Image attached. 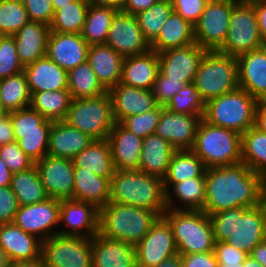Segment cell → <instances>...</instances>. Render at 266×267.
I'll use <instances>...</instances> for the list:
<instances>
[{"instance_id": "cell-10", "label": "cell", "mask_w": 266, "mask_h": 267, "mask_svg": "<svg viewBox=\"0 0 266 267\" xmlns=\"http://www.w3.org/2000/svg\"><path fill=\"white\" fill-rule=\"evenodd\" d=\"M263 46L254 5L249 0H238L233 5L226 40L218 52L237 57Z\"/></svg>"}, {"instance_id": "cell-7", "label": "cell", "mask_w": 266, "mask_h": 267, "mask_svg": "<svg viewBox=\"0 0 266 267\" xmlns=\"http://www.w3.org/2000/svg\"><path fill=\"white\" fill-rule=\"evenodd\" d=\"M258 100L246 90H236L209 100L205 105L203 120L207 123L234 130L241 135L255 125Z\"/></svg>"}, {"instance_id": "cell-29", "label": "cell", "mask_w": 266, "mask_h": 267, "mask_svg": "<svg viewBox=\"0 0 266 267\" xmlns=\"http://www.w3.org/2000/svg\"><path fill=\"white\" fill-rule=\"evenodd\" d=\"M50 32L51 29L48 25L29 21L16 34L12 35L18 58L23 67L46 56Z\"/></svg>"}, {"instance_id": "cell-58", "label": "cell", "mask_w": 266, "mask_h": 267, "mask_svg": "<svg viewBox=\"0 0 266 267\" xmlns=\"http://www.w3.org/2000/svg\"><path fill=\"white\" fill-rule=\"evenodd\" d=\"M15 141L11 116L7 113L0 117V146Z\"/></svg>"}, {"instance_id": "cell-21", "label": "cell", "mask_w": 266, "mask_h": 267, "mask_svg": "<svg viewBox=\"0 0 266 267\" xmlns=\"http://www.w3.org/2000/svg\"><path fill=\"white\" fill-rule=\"evenodd\" d=\"M112 113L115 122L121 123L125 118L152 111L158 104L152 90H145L118 83L109 89Z\"/></svg>"}, {"instance_id": "cell-25", "label": "cell", "mask_w": 266, "mask_h": 267, "mask_svg": "<svg viewBox=\"0 0 266 267\" xmlns=\"http://www.w3.org/2000/svg\"><path fill=\"white\" fill-rule=\"evenodd\" d=\"M92 267H137L135 246L98 233L92 238Z\"/></svg>"}, {"instance_id": "cell-70", "label": "cell", "mask_w": 266, "mask_h": 267, "mask_svg": "<svg viewBox=\"0 0 266 267\" xmlns=\"http://www.w3.org/2000/svg\"><path fill=\"white\" fill-rule=\"evenodd\" d=\"M3 36H5V35L2 33V31L0 29V38L3 37Z\"/></svg>"}, {"instance_id": "cell-9", "label": "cell", "mask_w": 266, "mask_h": 267, "mask_svg": "<svg viewBox=\"0 0 266 267\" xmlns=\"http://www.w3.org/2000/svg\"><path fill=\"white\" fill-rule=\"evenodd\" d=\"M64 121L93 140L107 139L115 124L108 92L94 98L72 99Z\"/></svg>"}, {"instance_id": "cell-48", "label": "cell", "mask_w": 266, "mask_h": 267, "mask_svg": "<svg viewBox=\"0 0 266 267\" xmlns=\"http://www.w3.org/2000/svg\"><path fill=\"white\" fill-rule=\"evenodd\" d=\"M164 109L165 106L158 105L152 111L125 118L121 124L135 135L145 138L155 134L160 116Z\"/></svg>"}, {"instance_id": "cell-65", "label": "cell", "mask_w": 266, "mask_h": 267, "mask_svg": "<svg viewBox=\"0 0 266 267\" xmlns=\"http://www.w3.org/2000/svg\"><path fill=\"white\" fill-rule=\"evenodd\" d=\"M155 267H182L181 254H176L168 259L162 261Z\"/></svg>"}, {"instance_id": "cell-50", "label": "cell", "mask_w": 266, "mask_h": 267, "mask_svg": "<svg viewBox=\"0 0 266 267\" xmlns=\"http://www.w3.org/2000/svg\"><path fill=\"white\" fill-rule=\"evenodd\" d=\"M0 158L12 173L24 171L35 164V162L23 152L17 141L0 146Z\"/></svg>"}, {"instance_id": "cell-52", "label": "cell", "mask_w": 266, "mask_h": 267, "mask_svg": "<svg viewBox=\"0 0 266 267\" xmlns=\"http://www.w3.org/2000/svg\"><path fill=\"white\" fill-rule=\"evenodd\" d=\"M214 253L219 267H243L247 253L227 244L224 241L215 242Z\"/></svg>"}, {"instance_id": "cell-36", "label": "cell", "mask_w": 266, "mask_h": 267, "mask_svg": "<svg viewBox=\"0 0 266 267\" xmlns=\"http://www.w3.org/2000/svg\"><path fill=\"white\" fill-rule=\"evenodd\" d=\"M72 160L75 167L85 168L101 177L112 178L115 172L111 148L107 139L93 140Z\"/></svg>"}, {"instance_id": "cell-4", "label": "cell", "mask_w": 266, "mask_h": 267, "mask_svg": "<svg viewBox=\"0 0 266 267\" xmlns=\"http://www.w3.org/2000/svg\"><path fill=\"white\" fill-rule=\"evenodd\" d=\"M159 217L146 208L108 202L99 209V234L136 246Z\"/></svg>"}, {"instance_id": "cell-22", "label": "cell", "mask_w": 266, "mask_h": 267, "mask_svg": "<svg viewBox=\"0 0 266 267\" xmlns=\"http://www.w3.org/2000/svg\"><path fill=\"white\" fill-rule=\"evenodd\" d=\"M89 45L77 33L50 32L46 56L69 72L87 61Z\"/></svg>"}, {"instance_id": "cell-46", "label": "cell", "mask_w": 266, "mask_h": 267, "mask_svg": "<svg viewBox=\"0 0 266 267\" xmlns=\"http://www.w3.org/2000/svg\"><path fill=\"white\" fill-rule=\"evenodd\" d=\"M205 105L206 103L202 99L194 83H189L185 84V86L172 97L165 108L175 113L203 115Z\"/></svg>"}, {"instance_id": "cell-33", "label": "cell", "mask_w": 266, "mask_h": 267, "mask_svg": "<svg viewBox=\"0 0 266 267\" xmlns=\"http://www.w3.org/2000/svg\"><path fill=\"white\" fill-rule=\"evenodd\" d=\"M175 151L167 140L156 134L143 138L139 170L163 179Z\"/></svg>"}, {"instance_id": "cell-23", "label": "cell", "mask_w": 266, "mask_h": 267, "mask_svg": "<svg viewBox=\"0 0 266 267\" xmlns=\"http://www.w3.org/2000/svg\"><path fill=\"white\" fill-rule=\"evenodd\" d=\"M236 58L239 88L258 101H266V45Z\"/></svg>"}, {"instance_id": "cell-17", "label": "cell", "mask_w": 266, "mask_h": 267, "mask_svg": "<svg viewBox=\"0 0 266 267\" xmlns=\"http://www.w3.org/2000/svg\"><path fill=\"white\" fill-rule=\"evenodd\" d=\"M41 182L49 197L73 199L74 164L67 158L46 155L35 162Z\"/></svg>"}, {"instance_id": "cell-68", "label": "cell", "mask_w": 266, "mask_h": 267, "mask_svg": "<svg viewBox=\"0 0 266 267\" xmlns=\"http://www.w3.org/2000/svg\"><path fill=\"white\" fill-rule=\"evenodd\" d=\"M53 4L54 12L58 9H60V6H65L69 2H73L75 0H51Z\"/></svg>"}, {"instance_id": "cell-40", "label": "cell", "mask_w": 266, "mask_h": 267, "mask_svg": "<svg viewBox=\"0 0 266 267\" xmlns=\"http://www.w3.org/2000/svg\"><path fill=\"white\" fill-rule=\"evenodd\" d=\"M116 9L90 4L81 36L88 45L105 44Z\"/></svg>"}, {"instance_id": "cell-11", "label": "cell", "mask_w": 266, "mask_h": 267, "mask_svg": "<svg viewBox=\"0 0 266 267\" xmlns=\"http://www.w3.org/2000/svg\"><path fill=\"white\" fill-rule=\"evenodd\" d=\"M11 123L15 141L34 162L47 155L53 121L43 118L31 107L12 111Z\"/></svg>"}, {"instance_id": "cell-15", "label": "cell", "mask_w": 266, "mask_h": 267, "mask_svg": "<svg viewBox=\"0 0 266 267\" xmlns=\"http://www.w3.org/2000/svg\"><path fill=\"white\" fill-rule=\"evenodd\" d=\"M59 216L60 200L49 197L40 203L19 206L13 223L26 233L44 241L58 235V231H53L52 227L59 225Z\"/></svg>"}, {"instance_id": "cell-67", "label": "cell", "mask_w": 266, "mask_h": 267, "mask_svg": "<svg viewBox=\"0 0 266 267\" xmlns=\"http://www.w3.org/2000/svg\"><path fill=\"white\" fill-rule=\"evenodd\" d=\"M9 259L6 255L5 250L0 247V267H8L9 265Z\"/></svg>"}, {"instance_id": "cell-31", "label": "cell", "mask_w": 266, "mask_h": 267, "mask_svg": "<svg viewBox=\"0 0 266 267\" xmlns=\"http://www.w3.org/2000/svg\"><path fill=\"white\" fill-rule=\"evenodd\" d=\"M158 73V53L150 50L141 55L124 57L120 83L152 90Z\"/></svg>"}, {"instance_id": "cell-19", "label": "cell", "mask_w": 266, "mask_h": 267, "mask_svg": "<svg viewBox=\"0 0 266 267\" xmlns=\"http://www.w3.org/2000/svg\"><path fill=\"white\" fill-rule=\"evenodd\" d=\"M59 222H64L69 230H60L58 235L93 238L99 233V209L88 202L62 199Z\"/></svg>"}, {"instance_id": "cell-27", "label": "cell", "mask_w": 266, "mask_h": 267, "mask_svg": "<svg viewBox=\"0 0 266 267\" xmlns=\"http://www.w3.org/2000/svg\"><path fill=\"white\" fill-rule=\"evenodd\" d=\"M23 72L31 93L68 89V72L47 56L25 66Z\"/></svg>"}, {"instance_id": "cell-61", "label": "cell", "mask_w": 266, "mask_h": 267, "mask_svg": "<svg viewBox=\"0 0 266 267\" xmlns=\"http://www.w3.org/2000/svg\"><path fill=\"white\" fill-rule=\"evenodd\" d=\"M258 261L263 267H266V240L259 243L249 254Z\"/></svg>"}, {"instance_id": "cell-44", "label": "cell", "mask_w": 266, "mask_h": 267, "mask_svg": "<svg viewBox=\"0 0 266 267\" xmlns=\"http://www.w3.org/2000/svg\"><path fill=\"white\" fill-rule=\"evenodd\" d=\"M205 170L203 162L192 150H176L172 154L163 182H181L189 178H198Z\"/></svg>"}, {"instance_id": "cell-12", "label": "cell", "mask_w": 266, "mask_h": 267, "mask_svg": "<svg viewBox=\"0 0 266 267\" xmlns=\"http://www.w3.org/2000/svg\"><path fill=\"white\" fill-rule=\"evenodd\" d=\"M47 267H92V238L54 235L41 243Z\"/></svg>"}, {"instance_id": "cell-39", "label": "cell", "mask_w": 266, "mask_h": 267, "mask_svg": "<svg viewBox=\"0 0 266 267\" xmlns=\"http://www.w3.org/2000/svg\"><path fill=\"white\" fill-rule=\"evenodd\" d=\"M67 80L72 99L94 98L107 92L87 61L71 69Z\"/></svg>"}, {"instance_id": "cell-47", "label": "cell", "mask_w": 266, "mask_h": 267, "mask_svg": "<svg viewBox=\"0 0 266 267\" xmlns=\"http://www.w3.org/2000/svg\"><path fill=\"white\" fill-rule=\"evenodd\" d=\"M29 21L21 0H0V29L4 35L16 34Z\"/></svg>"}, {"instance_id": "cell-42", "label": "cell", "mask_w": 266, "mask_h": 267, "mask_svg": "<svg viewBox=\"0 0 266 267\" xmlns=\"http://www.w3.org/2000/svg\"><path fill=\"white\" fill-rule=\"evenodd\" d=\"M89 0H75L60 6L53 15L50 29L52 32L80 34L86 21Z\"/></svg>"}, {"instance_id": "cell-38", "label": "cell", "mask_w": 266, "mask_h": 267, "mask_svg": "<svg viewBox=\"0 0 266 267\" xmlns=\"http://www.w3.org/2000/svg\"><path fill=\"white\" fill-rule=\"evenodd\" d=\"M71 101L72 97L68 89L46 90L31 93L30 107L45 119L62 121L66 119Z\"/></svg>"}, {"instance_id": "cell-37", "label": "cell", "mask_w": 266, "mask_h": 267, "mask_svg": "<svg viewBox=\"0 0 266 267\" xmlns=\"http://www.w3.org/2000/svg\"><path fill=\"white\" fill-rule=\"evenodd\" d=\"M10 188L15 193L19 206L40 203L49 198L35 164L29 169L13 173Z\"/></svg>"}, {"instance_id": "cell-1", "label": "cell", "mask_w": 266, "mask_h": 267, "mask_svg": "<svg viewBox=\"0 0 266 267\" xmlns=\"http://www.w3.org/2000/svg\"><path fill=\"white\" fill-rule=\"evenodd\" d=\"M205 204L207 215L235 208H253L266 200V179L244 162L209 167L205 170Z\"/></svg>"}, {"instance_id": "cell-59", "label": "cell", "mask_w": 266, "mask_h": 267, "mask_svg": "<svg viewBox=\"0 0 266 267\" xmlns=\"http://www.w3.org/2000/svg\"><path fill=\"white\" fill-rule=\"evenodd\" d=\"M158 1L159 0H127L125 7L121 11L131 15H136L141 11L147 10Z\"/></svg>"}, {"instance_id": "cell-62", "label": "cell", "mask_w": 266, "mask_h": 267, "mask_svg": "<svg viewBox=\"0 0 266 267\" xmlns=\"http://www.w3.org/2000/svg\"><path fill=\"white\" fill-rule=\"evenodd\" d=\"M89 3L95 6L111 7L117 11H121L125 7L127 0H89Z\"/></svg>"}, {"instance_id": "cell-63", "label": "cell", "mask_w": 266, "mask_h": 267, "mask_svg": "<svg viewBox=\"0 0 266 267\" xmlns=\"http://www.w3.org/2000/svg\"><path fill=\"white\" fill-rule=\"evenodd\" d=\"M12 172L7 168L6 164L0 158V187L10 185Z\"/></svg>"}, {"instance_id": "cell-60", "label": "cell", "mask_w": 266, "mask_h": 267, "mask_svg": "<svg viewBox=\"0 0 266 267\" xmlns=\"http://www.w3.org/2000/svg\"><path fill=\"white\" fill-rule=\"evenodd\" d=\"M259 131L266 133V101H258L255 110V125Z\"/></svg>"}, {"instance_id": "cell-53", "label": "cell", "mask_w": 266, "mask_h": 267, "mask_svg": "<svg viewBox=\"0 0 266 267\" xmlns=\"http://www.w3.org/2000/svg\"><path fill=\"white\" fill-rule=\"evenodd\" d=\"M25 6L31 22H38L50 26L54 9L51 0H21Z\"/></svg>"}, {"instance_id": "cell-45", "label": "cell", "mask_w": 266, "mask_h": 267, "mask_svg": "<svg viewBox=\"0 0 266 267\" xmlns=\"http://www.w3.org/2000/svg\"><path fill=\"white\" fill-rule=\"evenodd\" d=\"M173 11L170 1L159 0L147 10L134 15L146 40L151 44Z\"/></svg>"}, {"instance_id": "cell-8", "label": "cell", "mask_w": 266, "mask_h": 267, "mask_svg": "<svg viewBox=\"0 0 266 267\" xmlns=\"http://www.w3.org/2000/svg\"><path fill=\"white\" fill-rule=\"evenodd\" d=\"M193 83L205 103L236 90L239 88L237 58L218 51H207Z\"/></svg>"}, {"instance_id": "cell-54", "label": "cell", "mask_w": 266, "mask_h": 267, "mask_svg": "<svg viewBox=\"0 0 266 267\" xmlns=\"http://www.w3.org/2000/svg\"><path fill=\"white\" fill-rule=\"evenodd\" d=\"M209 0H172L173 11L193 26L198 22Z\"/></svg>"}, {"instance_id": "cell-20", "label": "cell", "mask_w": 266, "mask_h": 267, "mask_svg": "<svg viewBox=\"0 0 266 267\" xmlns=\"http://www.w3.org/2000/svg\"><path fill=\"white\" fill-rule=\"evenodd\" d=\"M203 115H187L164 109L155 134L167 140L175 150H192L196 130Z\"/></svg>"}, {"instance_id": "cell-51", "label": "cell", "mask_w": 266, "mask_h": 267, "mask_svg": "<svg viewBox=\"0 0 266 267\" xmlns=\"http://www.w3.org/2000/svg\"><path fill=\"white\" fill-rule=\"evenodd\" d=\"M185 86V83L179 80L170 79L164 76L160 71L152 88L158 105L166 106L172 97Z\"/></svg>"}, {"instance_id": "cell-34", "label": "cell", "mask_w": 266, "mask_h": 267, "mask_svg": "<svg viewBox=\"0 0 266 267\" xmlns=\"http://www.w3.org/2000/svg\"><path fill=\"white\" fill-rule=\"evenodd\" d=\"M194 26L172 11L157 38L150 44L151 50L161 53L195 43Z\"/></svg>"}, {"instance_id": "cell-57", "label": "cell", "mask_w": 266, "mask_h": 267, "mask_svg": "<svg viewBox=\"0 0 266 267\" xmlns=\"http://www.w3.org/2000/svg\"><path fill=\"white\" fill-rule=\"evenodd\" d=\"M254 5L260 36L266 45V0H249Z\"/></svg>"}, {"instance_id": "cell-24", "label": "cell", "mask_w": 266, "mask_h": 267, "mask_svg": "<svg viewBox=\"0 0 266 267\" xmlns=\"http://www.w3.org/2000/svg\"><path fill=\"white\" fill-rule=\"evenodd\" d=\"M107 140L115 170H139L143 138L115 122Z\"/></svg>"}, {"instance_id": "cell-5", "label": "cell", "mask_w": 266, "mask_h": 267, "mask_svg": "<svg viewBox=\"0 0 266 267\" xmlns=\"http://www.w3.org/2000/svg\"><path fill=\"white\" fill-rule=\"evenodd\" d=\"M242 135L234 130L217 127L200 120L192 151L206 168L242 162Z\"/></svg>"}, {"instance_id": "cell-14", "label": "cell", "mask_w": 266, "mask_h": 267, "mask_svg": "<svg viewBox=\"0 0 266 267\" xmlns=\"http://www.w3.org/2000/svg\"><path fill=\"white\" fill-rule=\"evenodd\" d=\"M137 267H155L177 254L173 231L168 221L159 217L149 232L135 246Z\"/></svg>"}, {"instance_id": "cell-64", "label": "cell", "mask_w": 266, "mask_h": 267, "mask_svg": "<svg viewBox=\"0 0 266 267\" xmlns=\"http://www.w3.org/2000/svg\"><path fill=\"white\" fill-rule=\"evenodd\" d=\"M8 267H47L42 258H38L30 261H18V262H9Z\"/></svg>"}, {"instance_id": "cell-6", "label": "cell", "mask_w": 266, "mask_h": 267, "mask_svg": "<svg viewBox=\"0 0 266 267\" xmlns=\"http://www.w3.org/2000/svg\"><path fill=\"white\" fill-rule=\"evenodd\" d=\"M163 217L171 226L178 254L214 252L213 228L205 212L167 209Z\"/></svg>"}, {"instance_id": "cell-49", "label": "cell", "mask_w": 266, "mask_h": 267, "mask_svg": "<svg viewBox=\"0 0 266 267\" xmlns=\"http://www.w3.org/2000/svg\"><path fill=\"white\" fill-rule=\"evenodd\" d=\"M22 66L13 36L5 35L0 38V80L22 72Z\"/></svg>"}, {"instance_id": "cell-69", "label": "cell", "mask_w": 266, "mask_h": 267, "mask_svg": "<svg viewBox=\"0 0 266 267\" xmlns=\"http://www.w3.org/2000/svg\"><path fill=\"white\" fill-rule=\"evenodd\" d=\"M7 114V112H6V110L4 109V107H3V105H2V103H1V101H0V117H3L4 115H6Z\"/></svg>"}, {"instance_id": "cell-30", "label": "cell", "mask_w": 266, "mask_h": 267, "mask_svg": "<svg viewBox=\"0 0 266 267\" xmlns=\"http://www.w3.org/2000/svg\"><path fill=\"white\" fill-rule=\"evenodd\" d=\"M124 57L107 44L89 45L87 62L108 91L121 81Z\"/></svg>"}, {"instance_id": "cell-35", "label": "cell", "mask_w": 266, "mask_h": 267, "mask_svg": "<svg viewBox=\"0 0 266 267\" xmlns=\"http://www.w3.org/2000/svg\"><path fill=\"white\" fill-rule=\"evenodd\" d=\"M163 184L166 192L167 209L182 210V208H177V206L174 207L175 204L173 203L171 192H173L180 203L185 205L183 210L203 209L206 198L205 173L198 178H189L181 182H163ZM171 187L173 191H171Z\"/></svg>"}, {"instance_id": "cell-66", "label": "cell", "mask_w": 266, "mask_h": 267, "mask_svg": "<svg viewBox=\"0 0 266 267\" xmlns=\"http://www.w3.org/2000/svg\"><path fill=\"white\" fill-rule=\"evenodd\" d=\"M243 267H263L258 261L253 259L250 255L245 258Z\"/></svg>"}, {"instance_id": "cell-32", "label": "cell", "mask_w": 266, "mask_h": 267, "mask_svg": "<svg viewBox=\"0 0 266 267\" xmlns=\"http://www.w3.org/2000/svg\"><path fill=\"white\" fill-rule=\"evenodd\" d=\"M110 180L74 166L73 199L91 203L98 209L104 207L110 201Z\"/></svg>"}, {"instance_id": "cell-18", "label": "cell", "mask_w": 266, "mask_h": 267, "mask_svg": "<svg viewBox=\"0 0 266 267\" xmlns=\"http://www.w3.org/2000/svg\"><path fill=\"white\" fill-rule=\"evenodd\" d=\"M207 52L196 42L181 48L158 53L159 71L170 79L193 83L199 64Z\"/></svg>"}, {"instance_id": "cell-28", "label": "cell", "mask_w": 266, "mask_h": 267, "mask_svg": "<svg viewBox=\"0 0 266 267\" xmlns=\"http://www.w3.org/2000/svg\"><path fill=\"white\" fill-rule=\"evenodd\" d=\"M93 141L84 132L73 128L64 120L53 121L49 134L47 154L53 157L73 159Z\"/></svg>"}, {"instance_id": "cell-55", "label": "cell", "mask_w": 266, "mask_h": 267, "mask_svg": "<svg viewBox=\"0 0 266 267\" xmlns=\"http://www.w3.org/2000/svg\"><path fill=\"white\" fill-rule=\"evenodd\" d=\"M19 204L10 185L0 187V225L13 223Z\"/></svg>"}, {"instance_id": "cell-56", "label": "cell", "mask_w": 266, "mask_h": 267, "mask_svg": "<svg viewBox=\"0 0 266 267\" xmlns=\"http://www.w3.org/2000/svg\"><path fill=\"white\" fill-rule=\"evenodd\" d=\"M182 267H219L214 252L181 254Z\"/></svg>"}, {"instance_id": "cell-13", "label": "cell", "mask_w": 266, "mask_h": 267, "mask_svg": "<svg viewBox=\"0 0 266 267\" xmlns=\"http://www.w3.org/2000/svg\"><path fill=\"white\" fill-rule=\"evenodd\" d=\"M238 0H209L198 22L194 25L197 44L207 51H218L224 44L233 5Z\"/></svg>"}, {"instance_id": "cell-41", "label": "cell", "mask_w": 266, "mask_h": 267, "mask_svg": "<svg viewBox=\"0 0 266 267\" xmlns=\"http://www.w3.org/2000/svg\"><path fill=\"white\" fill-rule=\"evenodd\" d=\"M0 101L7 113L30 107L31 92L23 71L0 80Z\"/></svg>"}, {"instance_id": "cell-2", "label": "cell", "mask_w": 266, "mask_h": 267, "mask_svg": "<svg viewBox=\"0 0 266 267\" xmlns=\"http://www.w3.org/2000/svg\"><path fill=\"white\" fill-rule=\"evenodd\" d=\"M209 218L215 242L224 241L248 255L266 240V200L253 208L225 209Z\"/></svg>"}, {"instance_id": "cell-26", "label": "cell", "mask_w": 266, "mask_h": 267, "mask_svg": "<svg viewBox=\"0 0 266 267\" xmlns=\"http://www.w3.org/2000/svg\"><path fill=\"white\" fill-rule=\"evenodd\" d=\"M42 241L14 223L0 225V247L10 262L30 261L41 257Z\"/></svg>"}, {"instance_id": "cell-16", "label": "cell", "mask_w": 266, "mask_h": 267, "mask_svg": "<svg viewBox=\"0 0 266 267\" xmlns=\"http://www.w3.org/2000/svg\"><path fill=\"white\" fill-rule=\"evenodd\" d=\"M123 57L141 55L151 50L134 15L117 11L112 18L106 43Z\"/></svg>"}, {"instance_id": "cell-3", "label": "cell", "mask_w": 266, "mask_h": 267, "mask_svg": "<svg viewBox=\"0 0 266 267\" xmlns=\"http://www.w3.org/2000/svg\"><path fill=\"white\" fill-rule=\"evenodd\" d=\"M109 202L146 208L161 217L167 210L163 179L141 170H115Z\"/></svg>"}, {"instance_id": "cell-43", "label": "cell", "mask_w": 266, "mask_h": 267, "mask_svg": "<svg viewBox=\"0 0 266 267\" xmlns=\"http://www.w3.org/2000/svg\"><path fill=\"white\" fill-rule=\"evenodd\" d=\"M242 162L266 179V133L256 127L242 134Z\"/></svg>"}]
</instances>
